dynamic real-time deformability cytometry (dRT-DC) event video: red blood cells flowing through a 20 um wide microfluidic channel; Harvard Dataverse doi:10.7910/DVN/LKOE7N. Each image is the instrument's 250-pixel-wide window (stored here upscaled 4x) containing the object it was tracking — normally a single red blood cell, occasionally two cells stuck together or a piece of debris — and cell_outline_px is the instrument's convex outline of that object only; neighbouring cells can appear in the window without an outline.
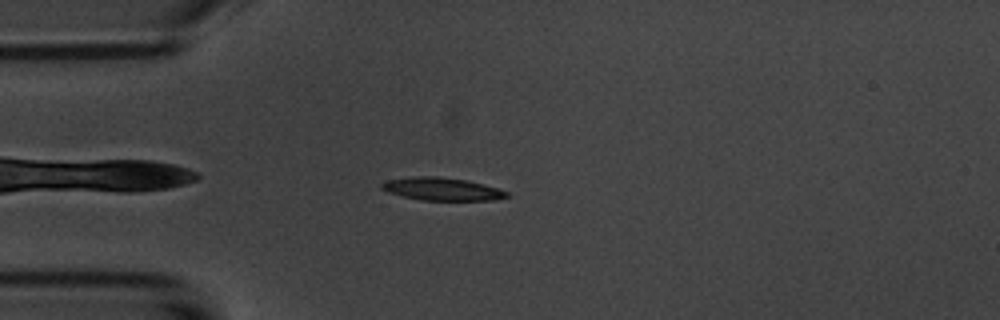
{"species": "common noctule bat (a hibernating species)", "species_latin": "Nyctalus noctula", "temperature_condition": "room temperature", "stored_images_in_passage": 5, "camera_frame_rate_fps": 3000, "um_per_image_px": 0.085, "animal": {"sex": "male", "body_mass_g": 20.1, "forearm_length_mm": 53.5}, "frame": {"image": 1, "passage_image": 4, "time_ms": 3.667, "image_size_px": [1000, 320], "cell_outline_px": [[512, 196], [492, 200], [424, 200], [404, 196], [388, 192], [380, 188], [380, 184], [388, 180], [412, 176], [436, 176], [468, 180], [496, 188], [508, 192]], "centroid_in_image_um": [37.57, 16.06], "position_along_channel_um": 47.4, "area_um2": 16.53}}